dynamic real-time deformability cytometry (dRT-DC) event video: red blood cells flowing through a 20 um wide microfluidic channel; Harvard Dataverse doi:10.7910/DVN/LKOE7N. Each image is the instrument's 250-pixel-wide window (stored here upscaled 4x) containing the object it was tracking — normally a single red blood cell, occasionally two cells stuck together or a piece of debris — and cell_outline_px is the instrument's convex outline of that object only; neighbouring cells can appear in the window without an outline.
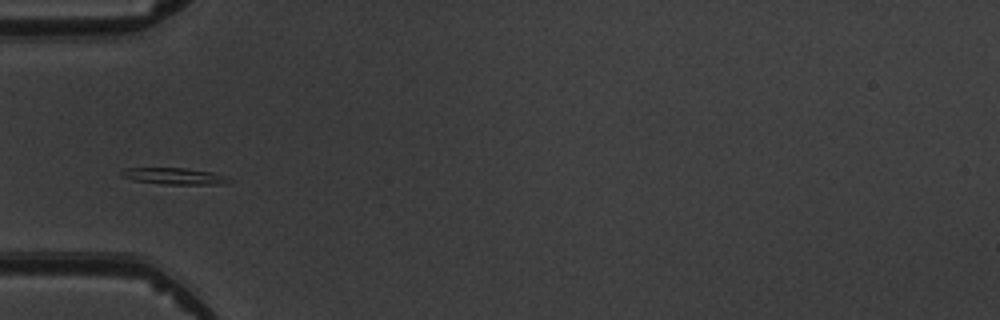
{"species": "common noctule bat (a hibernating species)", "species_latin": "Nyctalus noctula", "temperature_condition": "warm", "stored_images_in_passage": 6, "camera_frame_rate_fps": 3000, "um_per_image_px": 0.085, "animal": {"sex": "male", "body_mass_g": 19.5, "forearm_length_mm": 54.6}, "frame": {"image": 1, "passage_image": 3, "time_ms": 2.333, "image_size_px": [1000, 320], "cell_outline_px": [[228, 180], [224, 184], [164, 184], [132, 180], [120, 176], [120, 172], [124, 168], [184, 168], [212, 172], [224, 176]], "centroid_in_image_um": [14.71, 14.96], "position_along_channel_um": 70.3, "area_um2": 10.17}}
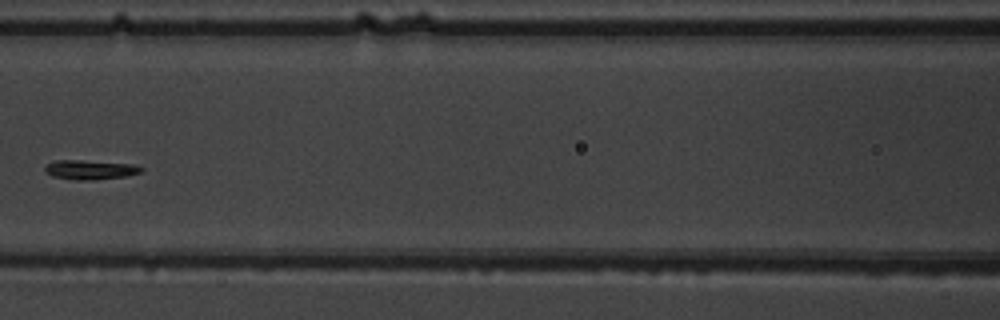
{"frame": {"image": 2, "passage_image": 5, "time_ms": 4.667, "image_size_px": [1000, 320], "cell_outline_px": [[144, 168], [140, 172], [124, 176], [88, 180], [76, 180], [52, 176], [44, 168], [48, 164], [56, 160], [80, 160], [132, 164]], "centroid_in_image_um": [7.65, 14.42], "position_along_channel_um": 158.9, "area_um2": 10.58}}
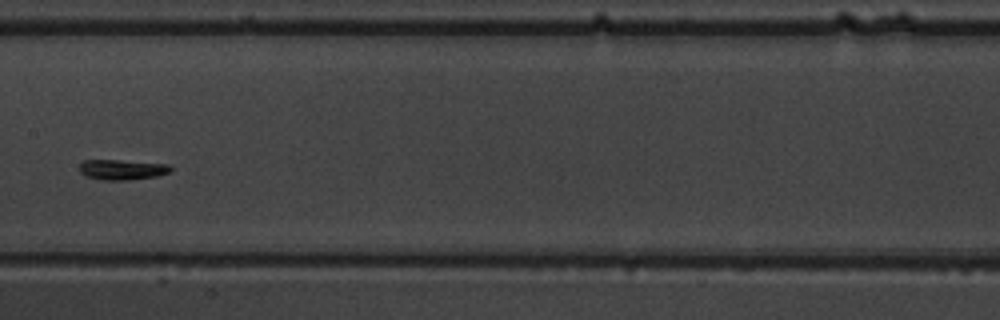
{"frame": {"image": 3, "passage_image": 6, "time_ms": 5.667, "image_size_px": [1000, 320], "cell_outline_px": [[172, 168], [168, 172], [156, 176], [128, 180], [104, 180], [88, 176], [80, 172], [80, 164], [84, 160], [120, 160], [168, 164]], "centroid_in_image_um": [10.38, 14.41], "position_along_channel_um": 197.0, "area_um2": 10.58}}